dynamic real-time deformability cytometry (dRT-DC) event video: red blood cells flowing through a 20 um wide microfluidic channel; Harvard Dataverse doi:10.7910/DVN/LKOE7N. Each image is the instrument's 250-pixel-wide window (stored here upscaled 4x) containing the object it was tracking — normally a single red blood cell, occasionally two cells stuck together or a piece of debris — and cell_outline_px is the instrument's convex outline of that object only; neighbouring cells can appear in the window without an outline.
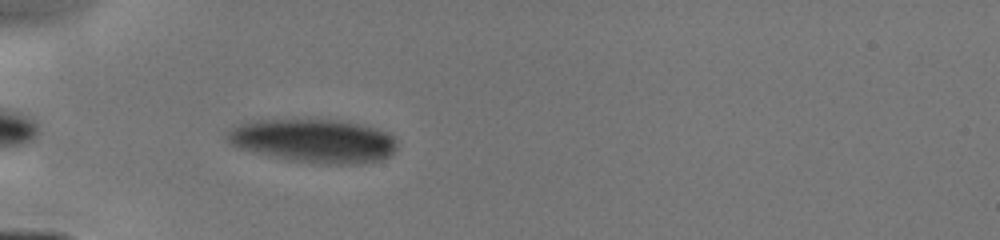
{"species": "human", "species_latin": "Homo sapiens", "temperature_condition": "cold", "stored_images_in_passage": 9, "camera_frame_rate_fps": 3000, "um_per_image_px": 0.085, "donor": {"sex": "male"}, "frame": {"image": 1, "passage_image": 1, "time_ms": 0.0, "image_size_px": [1000, 240], "cell_outline_px": [[396, 148], [388, 156], [376, 160], [356, 164], [328, 164], [292, 160], [256, 152], [240, 148], [232, 144], [224, 136], [232, 128], [248, 120], [336, 120], [360, 124], [384, 132], [392, 136], [396, 140]], "centroid_in_image_um": [26.64, 11.96], "position_along_channel_um": 58.4, "area_um2": 42.31}}
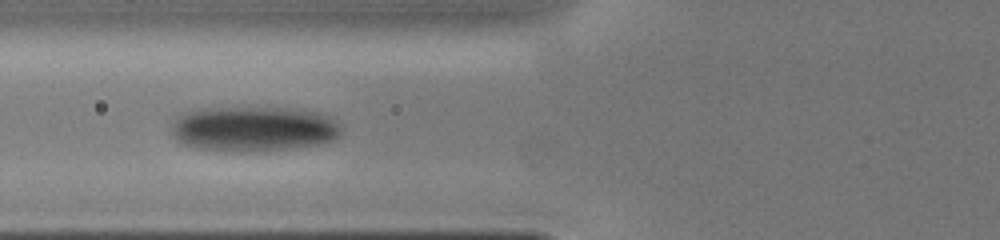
{"frame": {"image": 2, "passage_image": 4, "time_ms": 1.333, "image_size_px": [1000, 240], "cell_outline_px": [[340, 136], [336, 140], [324, 144], [268, 152], [224, 152], [196, 148], [184, 144], [176, 140], [172, 132], [172, 124], [176, 116], [180, 112], [204, 108], [276, 108], [316, 112], [328, 116], [340, 124]], "centroid_in_image_um": [21.54, 10.99], "position_along_channel_um": 104.3, "area_um2": 45.55}}
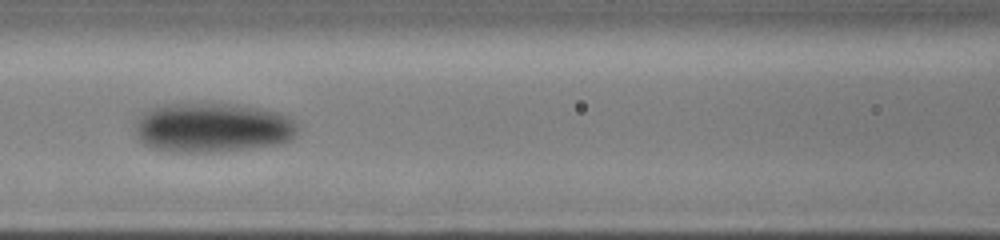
{"frame": {"image": 3, "passage_image": 8, "time_ms": 2.333, "image_size_px": [1000, 240], "cell_outline_px": [[300, 128], [296, 136], [280, 144], [212, 152], [172, 152], [152, 148], [144, 144], [140, 140], [136, 132], [136, 120], [144, 112], [152, 108], [164, 104], [236, 104], [276, 112], [288, 116]], "centroid_in_image_um": [18.06, 10.86], "position_along_channel_um": 148.5, "area_um2": 46.76}}